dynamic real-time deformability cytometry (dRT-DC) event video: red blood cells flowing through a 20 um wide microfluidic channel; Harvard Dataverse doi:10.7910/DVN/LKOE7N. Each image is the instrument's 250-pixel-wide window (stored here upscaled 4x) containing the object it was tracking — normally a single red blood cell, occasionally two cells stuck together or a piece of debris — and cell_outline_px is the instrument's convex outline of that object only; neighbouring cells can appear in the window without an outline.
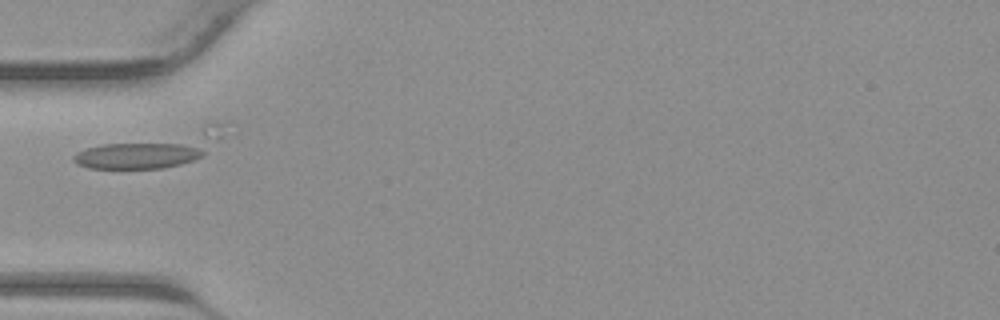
{"species": "common noctule bat (a hibernating species)", "species_latin": "Nyctalus noctula", "temperature_condition": "warm", "stored_images_in_passage": 21, "camera_frame_rate_fps": 3000, "um_per_image_px": 0.085, "animal": {"sex": "male", "body_mass_g": 23.1, "forearm_length_mm": 52.7}, "frame": {"image": 1, "passage_image": 2, "time_ms": 0.333, "image_size_px": [1000, 320], "cell_outline_px": [[204, 156], [180, 164], [164, 168], [88, 168], [76, 164], [72, 160], [72, 156], [76, 152], [88, 148], [104, 144], [196, 144], [204, 152]], "centroid_in_image_um": [11.64, 13.24], "position_along_channel_um": 73.4, "area_um2": 19.65}}
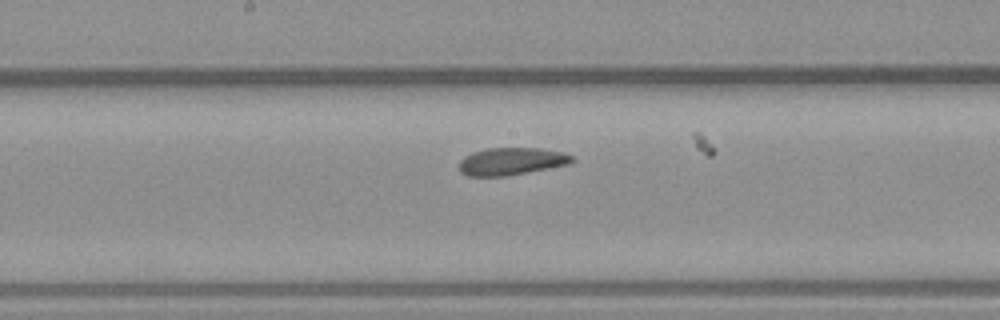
{"frame": {"image": 2, "passage_image": 10, "time_ms": 3.0, "image_size_px": [1000, 320], "cell_outline_px": [[576, 160], [568, 164], [508, 176], [468, 176], [460, 172], [460, 160], [464, 156], [472, 152], [488, 148], [540, 148], [560, 152], [576, 156]], "centroid_in_image_um": [43.48, 13.71], "position_along_channel_um": 204.7, "area_um2": 18.09}}
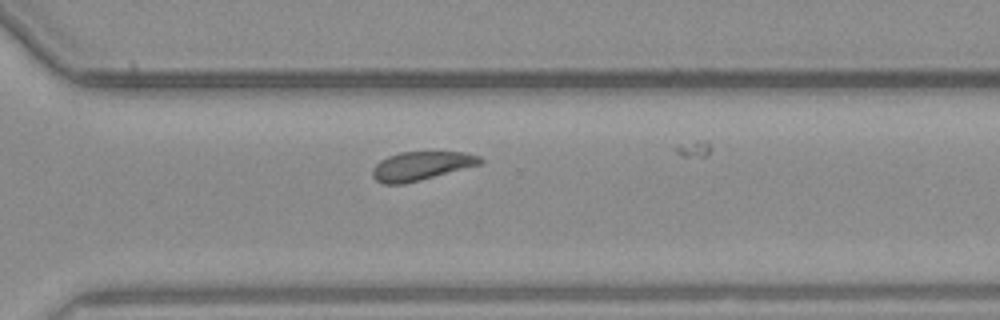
{"frame": {"image": 3, "passage_image": 18, "time_ms": 5.667, "image_size_px": [1000, 320], "cell_outline_px": [[484, 160], [480, 164], [420, 180], [404, 184], [384, 184], [376, 180], [372, 176], [372, 168], [380, 160], [388, 156], [400, 152], [464, 152], [480, 156]], "centroid_in_image_um": [35.78, 14.1], "position_along_channel_um": 334.8, "area_um2": 17.92}}